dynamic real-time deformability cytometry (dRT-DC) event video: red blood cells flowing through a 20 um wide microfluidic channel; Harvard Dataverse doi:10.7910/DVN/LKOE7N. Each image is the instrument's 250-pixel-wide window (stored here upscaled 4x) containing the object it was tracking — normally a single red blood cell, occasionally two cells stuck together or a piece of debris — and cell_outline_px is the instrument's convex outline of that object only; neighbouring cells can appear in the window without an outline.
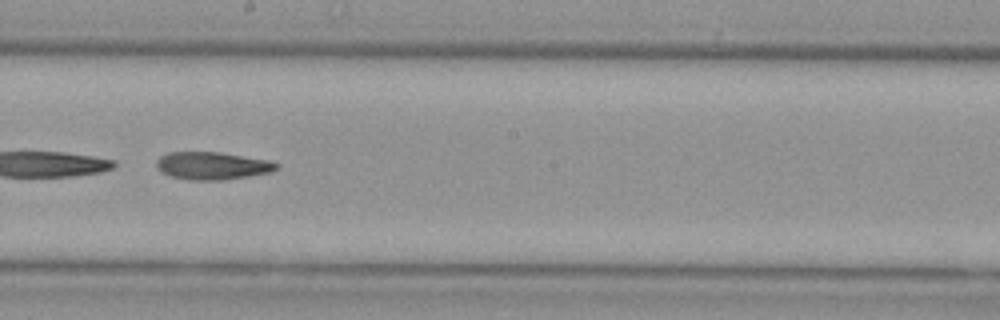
{"species": "Egyptian fruit bat (a non-hibernating species)", "species_latin": "Rousettus aegyptiacus", "temperature_condition": "cold", "stored_images_in_passage": 32, "segment_of_instrument_passage": [2, 2], "camera_frame_rate_fps": 3000, "um_per_image_px": 0.085, "animal": {"sex": "female"}, "frame": {"image": 1, "passage_image": 24, "time_ms": 7.667, "image_size_px": [1000, 320], "cell_outline_px": [[280, 164], [272, 172], [248, 176], [220, 180], [188, 180], [172, 176], [160, 172], [156, 168], [156, 160], [160, 156], [168, 152], [220, 152], [268, 160]], "centroid_in_image_um": [18.01, 14.08], "position_along_channel_um": 230.2, "area_um2": 19.36}}
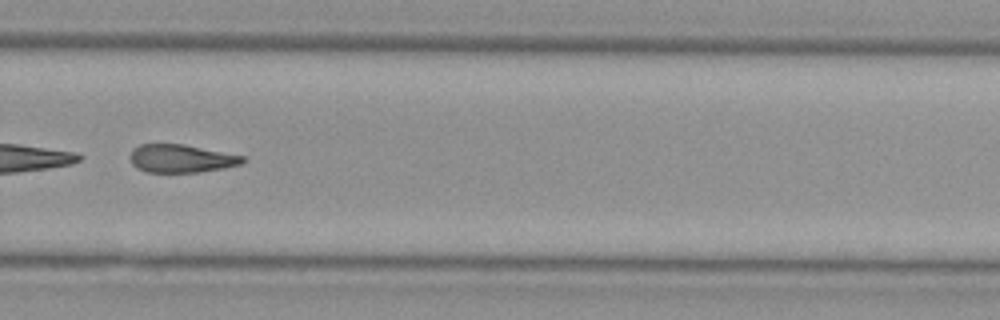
{"frame": {"image": 2, "passage_image": 30, "time_ms": 9.667, "image_size_px": [1000, 320], "cell_outline_px": [[244, 160], [240, 164], [224, 168], [200, 172], [144, 172], [136, 168], [132, 164], [128, 156], [132, 148], [140, 144], [184, 144], [244, 156]], "centroid_in_image_um": [15.33, 13.47], "position_along_channel_um": 314.5, "area_um2": 18.55}}